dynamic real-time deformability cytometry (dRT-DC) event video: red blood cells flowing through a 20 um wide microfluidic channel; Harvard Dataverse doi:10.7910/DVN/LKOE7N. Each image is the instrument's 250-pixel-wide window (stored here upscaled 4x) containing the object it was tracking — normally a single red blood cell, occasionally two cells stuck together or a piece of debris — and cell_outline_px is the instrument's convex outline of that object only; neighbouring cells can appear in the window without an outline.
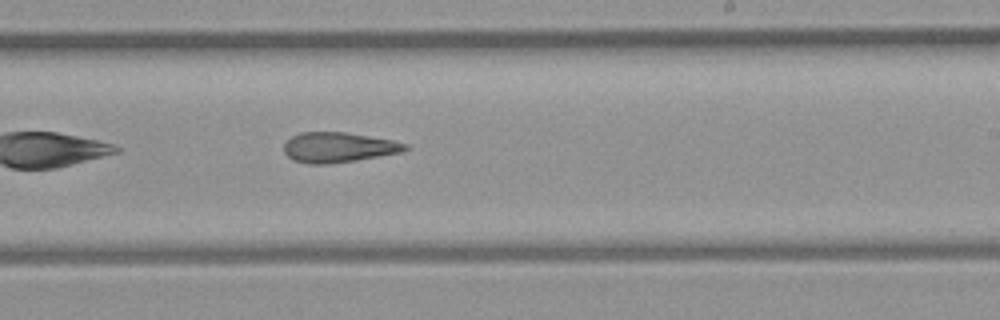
{"species": "common noctule bat (a hibernating species)", "species_latin": "Nyctalus noctula", "temperature_condition": "room temperature", "stored_images_in_passage": 24, "camera_frame_rate_fps": 3000, "um_per_image_px": 0.085, "animal": {"sex": "female", "body_mass_g": 21.9}, "frame": {"image": 1, "passage_image": 14, "time_ms": 4.333, "image_size_px": [1000, 320], "cell_outline_px": [[412, 148], [404, 152], [356, 160], [328, 164], [308, 164], [292, 160], [284, 152], [284, 144], [292, 136], [300, 132], [344, 132], [392, 140], [408, 144]], "centroid_in_image_um": [28.79, 12.53], "position_along_channel_um": 260.2, "area_um2": 21.39}}
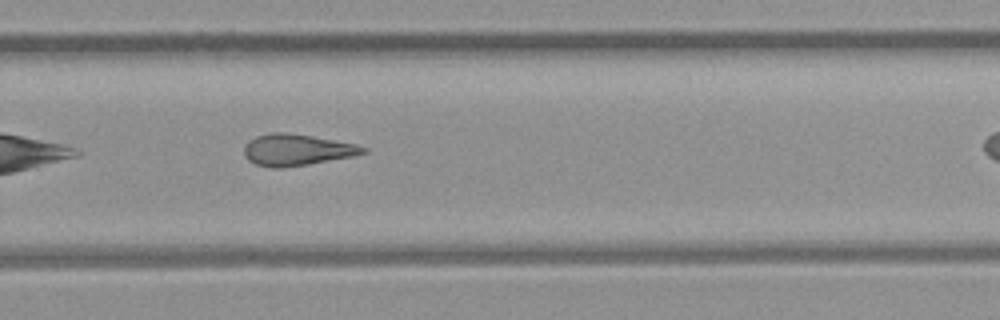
{"frame": {"image": 2, "passage_image": 17, "time_ms": 5.333, "image_size_px": [1000, 320], "cell_outline_px": [[368, 152], [352, 156], [308, 164], [280, 168], [272, 168], [256, 164], [248, 160], [244, 156], [244, 148], [248, 140], [256, 136], [268, 132], [284, 132], [312, 136], [356, 144], [368, 148]], "centroid_in_image_um": [25.2, 12.73], "position_along_channel_um": 304.6, "area_um2": 21.79}}